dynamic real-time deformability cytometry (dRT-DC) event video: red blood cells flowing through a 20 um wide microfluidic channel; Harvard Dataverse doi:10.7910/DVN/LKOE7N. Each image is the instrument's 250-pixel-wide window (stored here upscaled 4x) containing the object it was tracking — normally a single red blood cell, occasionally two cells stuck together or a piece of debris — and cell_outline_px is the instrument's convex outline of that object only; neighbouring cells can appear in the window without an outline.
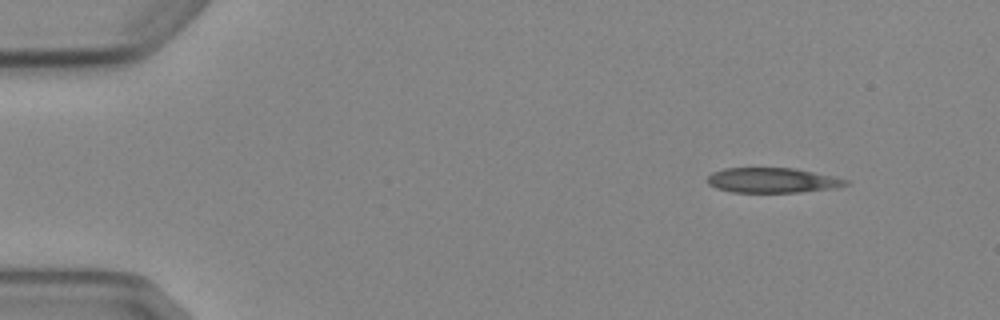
{"species": "Egyptian fruit bat (a non-hibernating species)", "species_latin": "Rousettus aegyptiacus", "temperature_condition": "cold", "stored_images_in_passage": 4, "camera_frame_rate_fps": 3000, "um_per_image_px": 0.085, "animal": {"sex": "female"}, "frame": {"image": 1, "passage_image": 1, "time_ms": 0.0, "image_size_px": [1000, 320], "cell_outline_px": [[848, 184], [836, 188], [800, 192], [732, 192], [716, 188], [708, 184], [708, 176], [712, 172], [724, 168], [796, 168], [832, 176], [848, 180]], "centroid_in_image_um": [65.64, 15.32], "position_along_channel_um": 19.4, "area_um2": 20.11}}
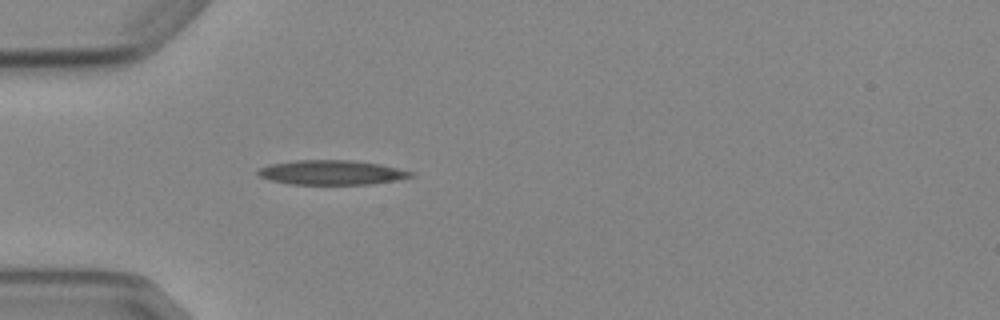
{"frame": {"image": 2, "passage_image": 4, "time_ms": 3.333, "image_size_px": [1000, 320], "cell_outline_px": [[416, 176], [396, 180], [372, 184], [292, 184], [272, 180], [260, 176], [256, 172], [260, 168], [268, 164], [296, 160], [352, 160], [380, 164], [416, 172]], "centroid_in_image_um": [28.24, 14.65], "position_along_channel_um": 56.8, "area_um2": 21.91}}